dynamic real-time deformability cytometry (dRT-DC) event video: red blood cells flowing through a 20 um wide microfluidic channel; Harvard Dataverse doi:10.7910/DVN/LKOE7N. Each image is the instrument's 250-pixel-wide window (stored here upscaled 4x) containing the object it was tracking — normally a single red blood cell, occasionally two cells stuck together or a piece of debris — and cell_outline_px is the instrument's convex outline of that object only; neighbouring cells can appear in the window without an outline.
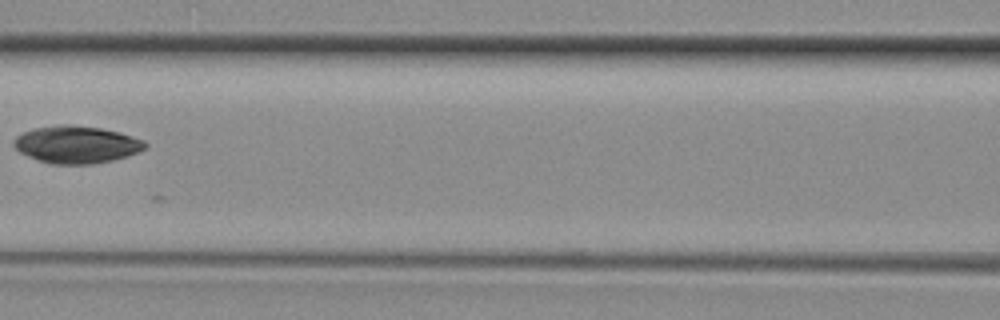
{"species": "common noctule bat (a hibernating species)", "species_latin": "Nyctalus noctula", "temperature_condition": "room temperature", "stored_images_in_passage": 5, "camera_frame_rate_fps": 3000, "um_per_image_px": 0.085, "animal": {"sex": "female", "body_mass_g": 29.2, "forearm_length_mm": 56.3}, "frame": {"image": 1, "passage_image": 5, "time_ms": 1.333, "image_size_px": [1000, 320], "cell_outline_px": [[148, 144], [140, 152], [128, 156], [112, 160], [92, 164], [52, 164], [28, 156], [20, 152], [12, 144], [16, 136], [32, 128], [64, 124], [68, 124], [100, 128], [120, 132], [144, 140]], "centroid_in_image_um": [6.52, 12.28], "position_along_channel_um": 160.1, "area_um2": 28.55}}